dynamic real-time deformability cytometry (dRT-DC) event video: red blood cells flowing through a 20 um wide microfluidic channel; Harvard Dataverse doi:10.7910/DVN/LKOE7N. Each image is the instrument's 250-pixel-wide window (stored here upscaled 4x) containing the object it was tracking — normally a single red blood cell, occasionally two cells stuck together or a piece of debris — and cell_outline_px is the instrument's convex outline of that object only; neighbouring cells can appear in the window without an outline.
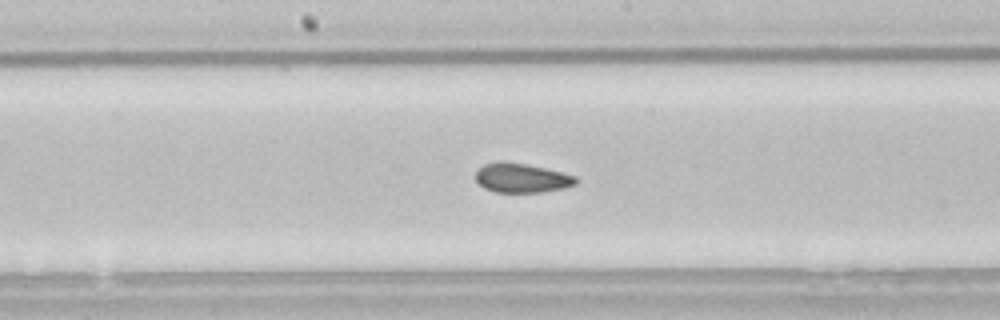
{"species": "common noctule bat (a hibernating species)", "species_latin": "Nyctalus noctula", "temperature_condition": "room temperature", "stored_images_in_passage": 37, "camera_frame_rate_fps": 3000, "um_per_image_px": 0.085, "animal": {"sex": "male", "body_mass_g": 21.5, "forearm_length_mm": 52.0}, "frame": {"image": 1, "passage_image": 11, "time_ms": 3.333, "image_size_px": [1000, 320], "cell_outline_px": [[580, 180], [576, 184], [564, 188], [540, 192], [492, 192], [484, 188], [476, 180], [476, 172], [484, 164], [500, 160], [528, 164], [576, 176]], "centroid_in_image_um": [44.34, 15.12], "position_along_channel_um": 203.9, "area_um2": 17.22}}